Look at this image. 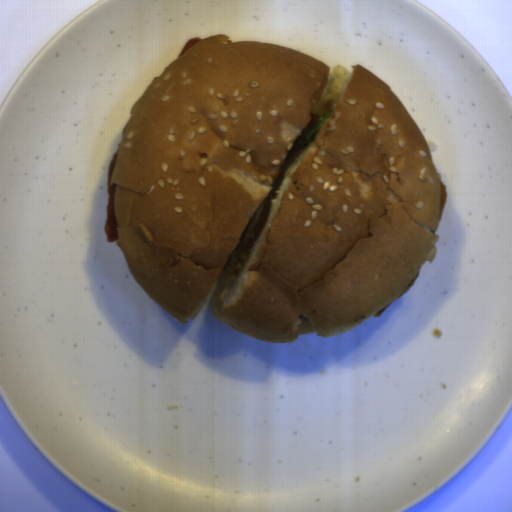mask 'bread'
Masks as SVG:
<instances>
[{"label":"bread","instance_id":"8d2b1439","mask_svg":"<svg viewBox=\"0 0 512 512\" xmlns=\"http://www.w3.org/2000/svg\"><path fill=\"white\" fill-rule=\"evenodd\" d=\"M110 184L132 279L185 325L214 290L211 314L235 332L333 337L437 259L440 179L403 101L361 64L281 44L221 33L167 65L132 107Z\"/></svg>","mask_w":512,"mask_h":512}]
</instances>
